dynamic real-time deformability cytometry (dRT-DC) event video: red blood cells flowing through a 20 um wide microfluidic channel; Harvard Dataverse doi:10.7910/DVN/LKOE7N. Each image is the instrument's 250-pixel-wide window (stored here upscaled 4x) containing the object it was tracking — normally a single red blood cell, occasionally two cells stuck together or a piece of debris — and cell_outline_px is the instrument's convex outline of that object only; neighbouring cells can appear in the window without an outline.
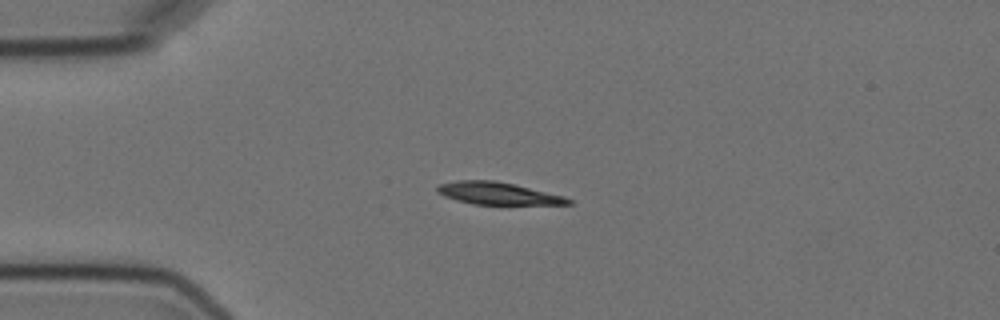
{"species": "Egyptian fruit bat (a non-hibernating species)", "species_latin": "Rousettus aegyptiacus", "temperature_condition": "cold", "stored_images_in_passage": 6, "camera_frame_rate_fps": 3000, "um_per_image_px": 0.085, "animal": {"sex": "female"}, "frame": {"image": 1, "passage_image": 5, "time_ms": 7.0, "image_size_px": [1000, 320], "cell_outline_px": [[572, 204], [472, 204], [456, 200], [444, 196], [436, 192], [436, 188], [440, 184], [460, 180], [496, 180], [564, 196], [572, 200]], "centroid_in_image_um": [42.28, 16.44], "position_along_channel_um": 42.7, "area_um2": 16.82}}